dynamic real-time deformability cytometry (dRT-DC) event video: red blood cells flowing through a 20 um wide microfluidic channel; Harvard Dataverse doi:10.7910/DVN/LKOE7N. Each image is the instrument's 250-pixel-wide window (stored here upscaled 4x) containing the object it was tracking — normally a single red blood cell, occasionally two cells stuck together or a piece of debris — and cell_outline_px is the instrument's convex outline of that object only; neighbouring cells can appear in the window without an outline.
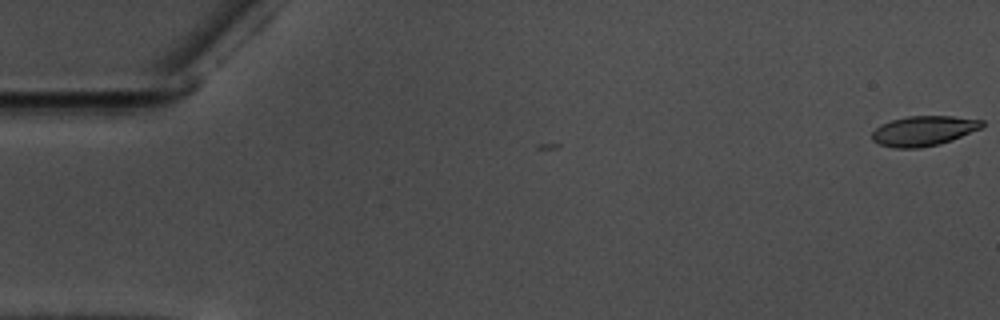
{"species": "common noctule bat (a hibernating species)", "species_latin": "Nyctalus noctula", "temperature_condition": "warm", "stored_images_in_passage": 3, "camera_frame_rate_fps": 3000, "um_per_image_px": 0.085, "animal": {"sex": "male", "body_mass_g": 17.5, "forearm_length_mm": 52.3}, "frame": {"image": 1, "passage_image": 3, "time_ms": 0.667, "image_size_px": [1000, 320], "cell_outline_px": [[984, 124], [980, 128], [952, 140], [940, 144], [920, 148], [892, 148], [880, 144], [872, 140], [872, 132], [880, 124], [892, 120], [908, 116], [952, 116], [984, 120]], "centroid_in_image_um": [78.49, 11.12], "position_along_channel_um": 6.5, "area_um2": 19.19}}